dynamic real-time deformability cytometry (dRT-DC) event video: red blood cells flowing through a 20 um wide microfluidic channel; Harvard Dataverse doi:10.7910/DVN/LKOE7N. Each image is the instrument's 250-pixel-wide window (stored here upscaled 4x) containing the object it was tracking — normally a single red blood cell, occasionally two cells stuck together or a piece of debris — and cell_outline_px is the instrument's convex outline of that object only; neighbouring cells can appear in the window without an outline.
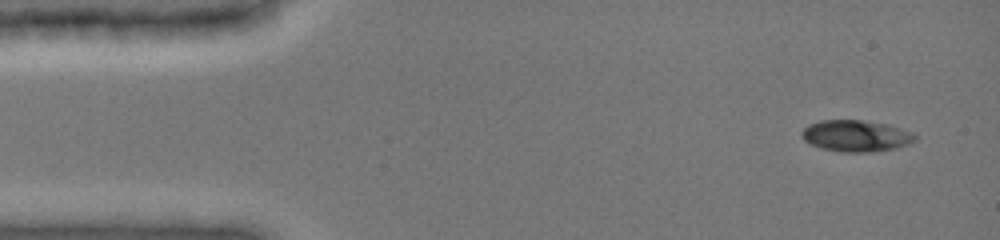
{"species": "common noctule bat (a hibernating species)", "species_latin": "Nyctalus noctula", "temperature_condition": "cold", "stored_images_in_passage": 46, "camera_frame_rate_fps": 3000, "um_per_image_px": 0.085, "animal": {"sex": "female", "body_mass_g": 19.0, "forearm_length_mm": 51.5}, "frame": {"image": 1, "passage_image": 1, "time_ms": 0.0, "image_size_px": [1000, 240], "cell_outline_px": [[916, 140], [908, 144], [896, 148], [872, 152], [840, 152], [820, 148], [808, 144], [800, 136], [800, 132], [808, 124], [820, 120], [860, 120], [888, 124], [912, 132], [916, 136]], "centroid_in_image_um": [72.71, 11.55], "position_along_channel_um": 12.3, "area_um2": 21.04}}
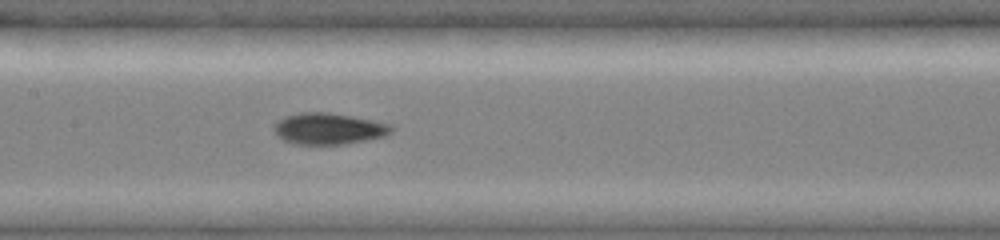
{"frame": {"image": 2, "passage_image": 21, "time_ms": 6.667, "image_size_px": [1000, 240], "cell_outline_px": [[392, 132], [384, 136], [344, 144], [296, 144], [284, 140], [272, 128], [284, 116], [300, 112], [328, 112], [352, 116], [372, 120], [388, 124], [392, 128]], "centroid_in_image_um": [27.92, 10.93], "position_along_channel_um": 179.5, "area_um2": 21.1}}
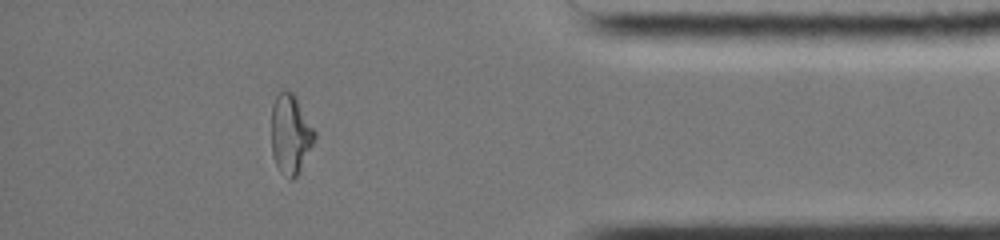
{"frame": {"image": 3, "passage_image": 40, "time_ms": 13.0, "image_size_px": [1000, 240], "cell_outline_px": [[316, 136], [296, 176], [292, 180], [288, 180], [280, 172], [272, 156], [272, 104], [276, 96], [284, 88], [292, 92], [296, 96], [316, 132]], "centroid_in_image_um": [24.67, 11.38], "position_along_channel_um": 410.5, "area_um2": 19.94}, "authors_computed_cell_mechanics": {"area_um2": 20.8947, "velocity_mm_per_s": 3.9871, "shape_relaxation_time_tau1_ms": 5.2612, "shape_relaxation_time_tau2_ms": 1.3403, "deformation_change_tau1": 0.203, "deformation_change_tau2": 0.0485}}